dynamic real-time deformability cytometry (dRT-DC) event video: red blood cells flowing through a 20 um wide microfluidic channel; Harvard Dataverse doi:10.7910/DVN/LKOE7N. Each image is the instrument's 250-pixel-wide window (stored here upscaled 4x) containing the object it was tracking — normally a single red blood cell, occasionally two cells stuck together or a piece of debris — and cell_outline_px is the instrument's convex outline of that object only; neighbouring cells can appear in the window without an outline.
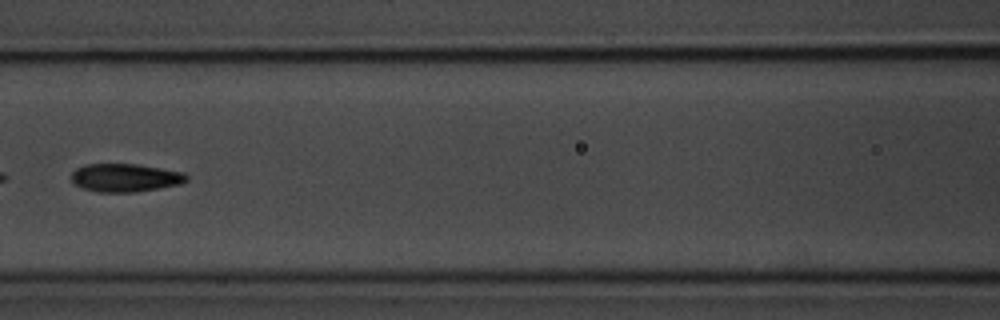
{"species": "common noctule bat (a hibernating species)", "species_latin": "Nyctalus noctula", "temperature_condition": "room temperature", "stored_images_in_passage": 9, "camera_frame_rate_fps": 3000, "um_per_image_px": 0.085, "animal": {"sex": "male", "body_mass_g": 20.1, "forearm_length_mm": 53.5}, "frame": {"image": 1, "passage_image": 7, "time_ms": 7.0, "image_size_px": [1000, 320], "cell_outline_px": [[188, 180], [180, 184], [136, 192], [100, 192], [84, 188], [76, 184], [72, 180], [72, 172], [76, 168], [84, 164], [136, 164], [184, 172], [188, 176]], "centroid_in_image_um": [10.66, 15.1], "position_along_channel_um": 155.9, "area_um2": 18.79}}
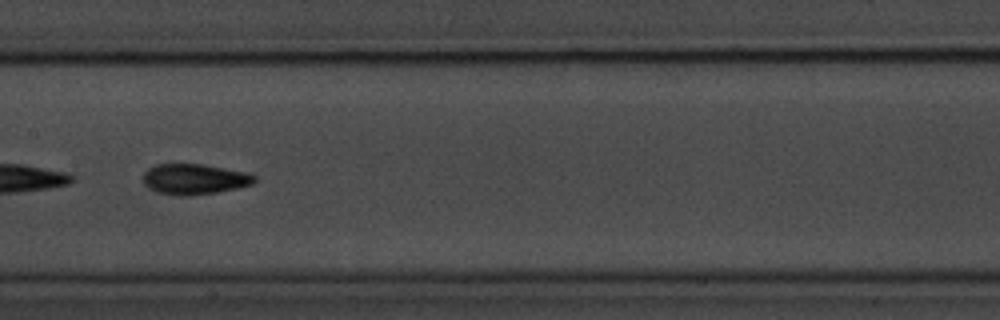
{"frame": {"image": 2, "passage_image": 8, "time_ms": 8.0, "image_size_px": [1000, 320], "cell_outline_px": [[256, 180], [252, 184], [236, 188], [216, 192], [188, 196], [180, 196], [156, 192], [148, 188], [144, 184], [144, 172], [148, 168], [156, 164], [204, 164], [248, 172], [256, 176]], "centroid_in_image_um": [16.52, 15.22], "position_along_channel_um": 190.9, "area_um2": 19.94}}